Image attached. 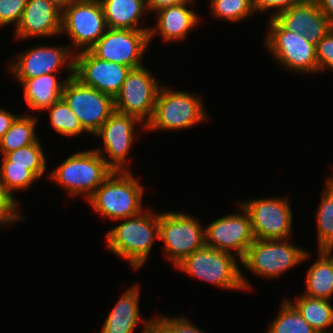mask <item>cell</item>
Here are the masks:
<instances>
[{
    "label": "cell",
    "instance_id": "cell-30",
    "mask_svg": "<svg viewBox=\"0 0 333 333\" xmlns=\"http://www.w3.org/2000/svg\"><path fill=\"white\" fill-rule=\"evenodd\" d=\"M49 119L54 130L61 135L73 137L86 131L82 128L78 117L70 109L68 104L60 98L56 103L48 107Z\"/></svg>",
    "mask_w": 333,
    "mask_h": 333
},
{
    "label": "cell",
    "instance_id": "cell-38",
    "mask_svg": "<svg viewBox=\"0 0 333 333\" xmlns=\"http://www.w3.org/2000/svg\"><path fill=\"white\" fill-rule=\"evenodd\" d=\"M20 114H13L4 108L0 107V140L2 139L4 133L12 126L14 121Z\"/></svg>",
    "mask_w": 333,
    "mask_h": 333
},
{
    "label": "cell",
    "instance_id": "cell-12",
    "mask_svg": "<svg viewBox=\"0 0 333 333\" xmlns=\"http://www.w3.org/2000/svg\"><path fill=\"white\" fill-rule=\"evenodd\" d=\"M10 59L12 62H9L10 65L8 63L7 68L17 79L16 81H25L43 74L59 73L63 67L69 70V75H74L75 52L71 50L70 45L54 47L39 44L13 55Z\"/></svg>",
    "mask_w": 333,
    "mask_h": 333
},
{
    "label": "cell",
    "instance_id": "cell-34",
    "mask_svg": "<svg viewBox=\"0 0 333 333\" xmlns=\"http://www.w3.org/2000/svg\"><path fill=\"white\" fill-rule=\"evenodd\" d=\"M27 0H0V28L6 25H18Z\"/></svg>",
    "mask_w": 333,
    "mask_h": 333
},
{
    "label": "cell",
    "instance_id": "cell-14",
    "mask_svg": "<svg viewBox=\"0 0 333 333\" xmlns=\"http://www.w3.org/2000/svg\"><path fill=\"white\" fill-rule=\"evenodd\" d=\"M149 30L110 29L89 49L97 58L131 69L143 66L144 52L150 45Z\"/></svg>",
    "mask_w": 333,
    "mask_h": 333
},
{
    "label": "cell",
    "instance_id": "cell-25",
    "mask_svg": "<svg viewBox=\"0 0 333 333\" xmlns=\"http://www.w3.org/2000/svg\"><path fill=\"white\" fill-rule=\"evenodd\" d=\"M316 333H330L333 326V306L330 300L299 295L294 302L287 299Z\"/></svg>",
    "mask_w": 333,
    "mask_h": 333
},
{
    "label": "cell",
    "instance_id": "cell-32",
    "mask_svg": "<svg viewBox=\"0 0 333 333\" xmlns=\"http://www.w3.org/2000/svg\"><path fill=\"white\" fill-rule=\"evenodd\" d=\"M0 180L13 194L14 191L27 190L37 178L27 167L11 166V162L0 165Z\"/></svg>",
    "mask_w": 333,
    "mask_h": 333
},
{
    "label": "cell",
    "instance_id": "cell-36",
    "mask_svg": "<svg viewBox=\"0 0 333 333\" xmlns=\"http://www.w3.org/2000/svg\"><path fill=\"white\" fill-rule=\"evenodd\" d=\"M171 333H206L183 316H155Z\"/></svg>",
    "mask_w": 333,
    "mask_h": 333
},
{
    "label": "cell",
    "instance_id": "cell-19",
    "mask_svg": "<svg viewBox=\"0 0 333 333\" xmlns=\"http://www.w3.org/2000/svg\"><path fill=\"white\" fill-rule=\"evenodd\" d=\"M62 11L48 0H27L14 29L16 40L52 37L61 33Z\"/></svg>",
    "mask_w": 333,
    "mask_h": 333
},
{
    "label": "cell",
    "instance_id": "cell-24",
    "mask_svg": "<svg viewBox=\"0 0 333 333\" xmlns=\"http://www.w3.org/2000/svg\"><path fill=\"white\" fill-rule=\"evenodd\" d=\"M333 250H318L316 261L306 275V291L303 295L331 300L333 295Z\"/></svg>",
    "mask_w": 333,
    "mask_h": 333
},
{
    "label": "cell",
    "instance_id": "cell-9",
    "mask_svg": "<svg viewBox=\"0 0 333 333\" xmlns=\"http://www.w3.org/2000/svg\"><path fill=\"white\" fill-rule=\"evenodd\" d=\"M107 29L100 0H78L62 11L61 34L69 35L75 53L89 50Z\"/></svg>",
    "mask_w": 333,
    "mask_h": 333
},
{
    "label": "cell",
    "instance_id": "cell-8",
    "mask_svg": "<svg viewBox=\"0 0 333 333\" xmlns=\"http://www.w3.org/2000/svg\"><path fill=\"white\" fill-rule=\"evenodd\" d=\"M268 27L264 45L278 64L297 73H318L315 45L302 34L284 30L272 17Z\"/></svg>",
    "mask_w": 333,
    "mask_h": 333
},
{
    "label": "cell",
    "instance_id": "cell-40",
    "mask_svg": "<svg viewBox=\"0 0 333 333\" xmlns=\"http://www.w3.org/2000/svg\"><path fill=\"white\" fill-rule=\"evenodd\" d=\"M142 333H171L156 317H152L148 327Z\"/></svg>",
    "mask_w": 333,
    "mask_h": 333
},
{
    "label": "cell",
    "instance_id": "cell-23",
    "mask_svg": "<svg viewBox=\"0 0 333 333\" xmlns=\"http://www.w3.org/2000/svg\"><path fill=\"white\" fill-rule=\"evenodd\" d=\"M110 29L149 30L139 27L142 16L149 14L146 0H100Z\"/></svg>",
    "mask_w": 333,
    "mask_h": 333
},
{
    "label": "cell",
    "instance_id": "cell-20",
    "mask_svg": "<svg viewBox=\"0 0 333 333\" xmlns=\"http://www.w3.org/2000/svg\"><path fill=\"white\" fill-rule=\"evenodd\" d=\"M190 2L193 0H187L156 11V26L150 27L148 31L149 42L152 41L154 34L160 35L166 43L184 40L189 35L190 29H194L200 23V17L188 7Z\"/></svg>",
    "mask_w": 333,
    "mask_h": 333
},
{
    "label": "cell",
    "instance_id": "cell-29",
    "mask_svg": "<svg viewBox=\"0 0 333 333\" xmlns=\"http://www.w3.org/2000/svg\"><path fill=\"white\" fill-rule=\"evenodd\" d=\"M267 333H316L299 311L286 299L277 317L271 322Z\"/></svg>",
    "mask_w": 333,
    "mask_h": 333
},
{
    "label": "cell",
    "instance_id": "cell-41",
    "mask_svg": "<svg viewBox=\"0 0 333 333\" xmlns=\"http://www.w3.org/2000/svg\"><path fill=\"white\" fill-rule=\"evenodd\" d=\"M320 10L327 17V20L333 25V0H316Z\"/></svg>",
    "mask_w": 333,
    "mask_h": 333
},
{
    "label": "cell",
    "instance_id": "cell-33",
    "mask_svg": "<svg viewBox=\"0 0 333 333\" xmlns=\"http://www.w3.org/2000/svg\"><path fill=\"white\" fill-rule=\"evenodd\" d=\"M20 206V202H17L14 195L0 180V227H7V225H12L14 222L17 223L26 219L25 216H21Z\"/></svg>",
    "mask_w": 333,
    "mask_h": 333
},
{
    "label": "cell",
    "instance_id": "cell-27",
    "mask_svg": "<svg viewBox=\"0 0 333 333\" xmlns=\"http://www.w3.org/2000/svg\"><path fill=\"white\" fill-rule=\"evenodd\" d=\"M316 211L318 250H333V180L328 178Z\"/></svg>",
    "mask_w": 333,
    "mask_h": 333
},
{
    "label": "cell",
    "instance_id": "cell-6",
    "mask_svg": "<svg viewBox=\"0 0 333 333\" xmlns=\"http://www.w3.org/2000/svg\"><path fill=\"white\" fill-rule=\"evenodd\" d=\"M289 240V241H288ZM310 252L291 244L289 239H255L240 261L244 269L260 277L279 278L283 273L308 260Z\"/></svg>",
    "mask_w": 333,
    "mask_h": 333
},
{
    "label": "cell",
    "instance_id": "cell-39",
    "mask_svg": "<svg viewBox=\"0 0 333 333\" xmlns=\"http://www.w3.org/2000/svg\"><path fill=\"white\" fill-rule=\"evenodd\" d=\"M187 0H146L149 13L156 12L162 8L179 4Z\"/></svg>",
    "mask_w": 333,
    "mask_h": 333
},
{
    "label": "cell",
    "instance_id": "cell-5",
    "mask_svg": "<svg viewBox=\"0 0 333 333\" xmlns=\"http://www.w3.org/2000/svg\"><path fill=\"white\" fill-rule=\"evenodd\" d=\"M112 172L100 154L90 149L69 156L49 173V178L69 196L83 194L87 200Z\"/></svg>",
    "mask_w": 333,
    "mask_h": 333
},
{
    "label": "cell",
    "instance_id": "cell-16",
    "mask_svg": "<svg viewBox=\"0 0 333 333\" xmlns=\"http://www.w3.org/2000/svg\"><path fill=\"white\" fill-rule=\"evenodd\" d=\"M238 205L241 208L240 214L238 212L217 218L204 228L206 246L234 254L241 261L255 237L248 211L242 204Z\"/></svg>",
    "mask_w": 333,
    "mask_h": 333
},
{
    "label": "cell",
    "instance_id": "cell-18",
    "mask_svg": "<svg viewBox=\"0 0 333 333\" xmlns=\"http://www.w3.org/2000/svg\"><path fill=\"white\" fill-rule=\"evenodd\" d=\"M272 18L284 30L304 35L315 46L333 28L316 0H300Z\"/></svg>",
    "mask_w": 333,
    "mask_h": 333
},
{
    "label": "cell",
    "instance_id": "cell-22",
    "mask_svg": "<svg viewBox=\"0 0 333 333\" xmlns=\"http://www.w3.org/2000/svg\"><path fill=\"white\" fill-rule=\"evenodd\" d=\"M56 75L57 73H49L25 81H17L23 87L25 102L31 110L33 109L36 113L46 111L61 98L67 79L74 76L67 75L61 81Z\"/></svg>",
    "mask_w": 333,
    "mask_h": 333
},
{
    "label": "cell",
    "instance_id": "cell-37",
    "mask_svg": "<svg viewBox=\"0 0 333 333\" xmlns=\"http://www.w3.org/2000/svg\"><path fill=\"white\" fill-rule=\"evenodd\" d=\"M299 1L300 0H251V5L255 13H258V11L266 13L268 10L276 9L274 13H271L273 15L270 17H273L278 12L289 9Z\"/></svg>",
    "mask_w": 333,
    "mask_h": 333
},
{
    "label": "cell",
    "instance_id": "cell-7",
    "mask_svg": "<svg viewBox=\"0 0 333 333\" xmlns=\"http://www.w3.org/2000/svg\"><path fill=\"white\" fill-rule=\"evenodd\" d=\"M188 213H159V240L163 241L166 259L176 267L186 257L205 245V228Z\"/></svg>",
    "mask_w": 333,
    "mask_h": 333
},
{
    "label": "cell",
    "instance_id": "cell-10",
    "mask_svg": "<svg viewBox=\"0 0 333 333\" xmlns=\"http://www.w3.org/2000/svg\"><path fill=\"white\" fill-rule=\"evenodd\" d=\"M154 76L144 65L131 69L120 92L114 98V110L131 115L146 126L152 119L161 87Z\"/></svg>",
    "mask_w": 333,
    "mask_h": 333
},
{
    "label": "cell",
    "instance_id": "cell-11",
    "mask_svg": "<svg viewBox=\"0 0 333 333\" xmlns=\"http://www.w3.org/2000/svg\"><path fill=\"white\" fill-rule=\"evenodd\" d=\"M61 98L76 114L82 128L92 135L115 111L111 96L84 85L75 76L67 79Z\"/></svg>",
    "mask_w": 333,
    "mask_h": 333
},
{
    "label": "cell",
    "instance_id": "cell-13",
    "mask_svg": "<svg viewBox=\"0 0 333 333\" xmlns=\"http://www.w3.org/2000/svg\"><path fill=\"white\" fill-rule=\"evenodd\" d=\"M138 124L139 126L141 124L142 130L146 131V126L137 118L114 111L93 134L103 140L104 147V149L99 147L93 150L100 154L113 171H130L127 166L125 167L126 158L131 151L132 142L137 140L134 138Z\"/></svg>",
    "mask_w": 333,
    "mask_h": 333
},
{
    "label": "cell",
    "instance_id": "cell-42",
    "mask_svg": "<svg viewBox=\"0 0 333 333\" xmlns=\"http://www.w3.org/2000/svg\"><path fill=\"white\" fill-rule=\"evenodd\" d=\"M52 2L57 8H59L61 11L66 9L69 5L72 3L78 1V0H48Z\"/></svg>",
    "mask_w": 333,
    "mask_h": 333
},
{
    "label": "cell",
    "instance_id": "cell-26",
    "mask_svg": "<svg viewBox=\"0 0 333 333\" xmlns=\"http://www.w3.org/2000/svg\"><path fill=\"white\" fill-rule=\"evenodd\" d=\"M37 120L38 116L20 114L0 140L1 156L35 143L39 139L35 129Z\"/></svg>",
    "mask_w": 333,
    "mask_h": 333
},
{
    "label": "cell",
    "instance_id": "cell-4",
    "mask_svg": "<svg viewBox=\"0 0 333 333\" xmlns=\"http://www.w3.org/2000/svg\"><path fill=\"white\" fill-rule=\"evenodd\" d=\"M161 84L155 103L151 121L146 125V131L190 129L207 120L201 95L186 91L171 90Z\"/></svg>",
    "mask_w": 333,
    "mask_h": 333
},
{
    "label": "cell",
    "instance_id": "cell-17",
    "mask_svg": "<svg viewBox=\"0 0 333 333\" xmlns=\"http://www.w3.org/2000/svg\"><path fill=\"white\" fill-rule=\"evenodd\" d=\"M74 76L84 85L97 89L113 99L120 92L130 67L104 61L89 50L75 53Z\"/></svg>",
    "mask_w": 333,
    "mask_h": 333
},
{
    "label": "cell",
    "instance_id": "cell-15",
    "mask_svg": "<svg viewBox=\"0 0 333 333\" xmlns=\"http://www.w3.org/2000/svg\"><path fill=\"white\" fill-rule=\"evenodd\" d=\"M287 198H260L240 202L250 215L255 239L274 240L292 237L293 215Z\"/></svg>",
    "mask_w": 333,
    "mask_h": 333
},
{
    "label": "cell",
    "instance_id": "cell-1",
    "mask_svg": "<svg viewBox=\"0 0 333 333\" xmlns=\"http://www.w3.org/2000/svg\"><path fill=\"white\" fill-rule=\"evenodd\" d=\"M118 221L121 223L106 233L108 250L124 258L133 269H140L159 239V214L146 209Z\"/></svg>",
    "mask_w": 333,
    "mask_h": 333
},
{
    "label": "cell",
    "instance_id": "cell-21",
    "mask_svg": "<svg viewBox=\"0 0 333 333\" xmlns=\"http://www.w3.org/2000/svg\"><path fill=\"white\" fill-rule=\"evenodd\" d=\"M140 287L133 285L126 290L114 305L102 327L101 333H133L143 322L144 330L152 319H144L140 314Z\"/></svg>",
    "mask_w": 333,
    "mask_h": 333
},
{
    "label": "cell",
    "instance_id": "cell-2",
    "mask_svg": "<svg viewBox=\"0 0 333 333\" xmlns=\"http://www.w3.org/2000/svg\"><path fill=\"white\" fill-rule=\"evenodd\" d=\"M144 192L130 171H113L86 201L104 218L118 221L144 210Z\"/></svg>",
    "mask_w": 333,
    "mask_h": 333
},
{
    "label": "cell",
    "instance_id": "cell-31",
    "mask_svg": "<svg viewBox=\"0 0 333 333\" xmlns=\"http://www.w3.org/2000/svg\"><path fill=\"white\" fill-rule=\"evenodd\" d=\"M211 14L215 18L236 23L254 15L251 0H210Z\"/></svg>",
    "mask_w": 333,
    "mask_h": 333
},
{
    "label": "cell",
    "instance_id": "cell-28",
    "mask_svg": "<svg viewBox=\"0 0 333 333\" xmlns=\"http://www.w3.org/2000/svg\"><path fill=\"white\" fill-rule=\"evenodd\" d=\"M38 139L35 143L6 153L2 162H11V166L27 167V169L40 179L47 169L46 155Z\"/></svg>",
    "mask_w": 333,
    "mask_h": 333
},
{
    "label": "cell",
    "instance_id": "cell-35",
    "mask_svg": "<svg viewBox=\"0 0 333 333\" xmlns=\"http://www.w3.org/2000/svg\"><path fill=\"white\" fill-rule=\"evenodd\" d=\"M316 56L318 63V73L333 71V28L317 43Z\"/></svg>",
    "mask_w": 333,
    "mask_h": 333
},
{
    "label": "cell",
    "instance_id": "cell-3",
    "mask_svg": "<svg viewBox=\"0 0 333 333\" xmlns=\"http://www.w3.org/2000/svg\"><path fill=\"white\" fill-rule=\"evenodd\" d=\"M236 256L204 245L176 266L181 272L224 290H252Z\"/></svg>",
    "mask_w": 333,
    "mask_h": 333
}]
</instances>
